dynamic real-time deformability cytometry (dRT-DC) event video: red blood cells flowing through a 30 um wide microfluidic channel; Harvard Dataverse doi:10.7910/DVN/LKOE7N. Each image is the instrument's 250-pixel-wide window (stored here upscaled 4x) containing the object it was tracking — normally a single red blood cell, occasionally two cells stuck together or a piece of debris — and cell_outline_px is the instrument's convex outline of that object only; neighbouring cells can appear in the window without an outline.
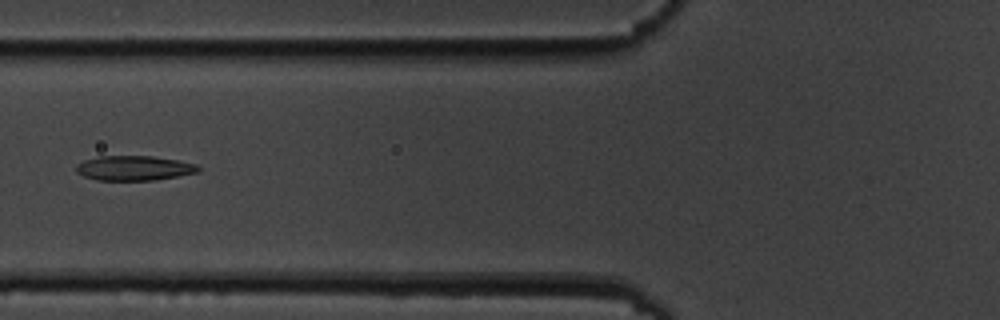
{"species": "common noctule bat (a hibernating species)", "species_latin": "Nyctalus noctula", "temperature_condition": "cold", "stored_images_in_passage": 12, "camera_frame_rate_fps": 3000, "um_per_image_px": 0.085, "animal": {"sex": "male", "body_mass_g": 19.5, "forearm_length_mm": 54.6}, "frame": {"image": 1, "passage_image": 3, "time_ms": 2.333, "image_size_px": [1000, 320], "cell_outline_px": [[200, 172], [156, 180], [96, 180], [84, 176], [76, 172], [76, 164], [84, 160], [100, 156], [152, 156], [176, 160], [196, 164], [200, 168]], "centroid_in_image_um": [11.39, 14.29], "position_along_channel_um": 114.4, "area_um2": 17.63}}
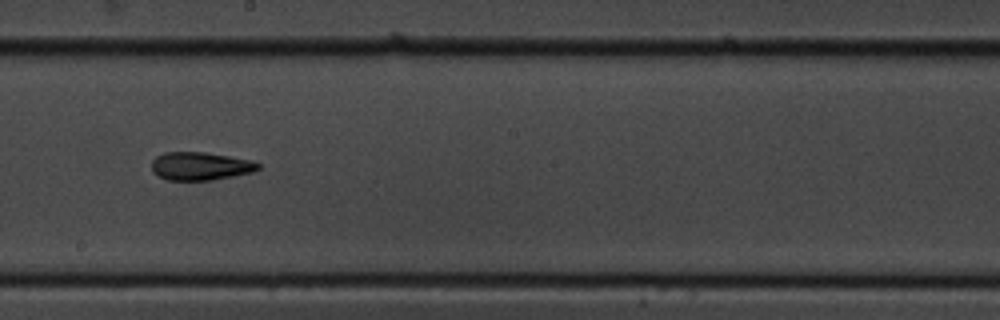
{"frame": {"image": 2, "passage_image": 6, "time_ms": 5.667, "image_size_px": [1000, 320], "cell_outline_px": [[260, 168], [252, 172], [212, 180], [168, 180], [156, 176], [152, 172], [152, 160], [156, 156], [164, 152], [204, 152], [252, 160], [260, 164]], "centroid_in_image_um": [17.0, 14.12], "position_along_channel_um": 231.2, "area_um2": 17.51}}
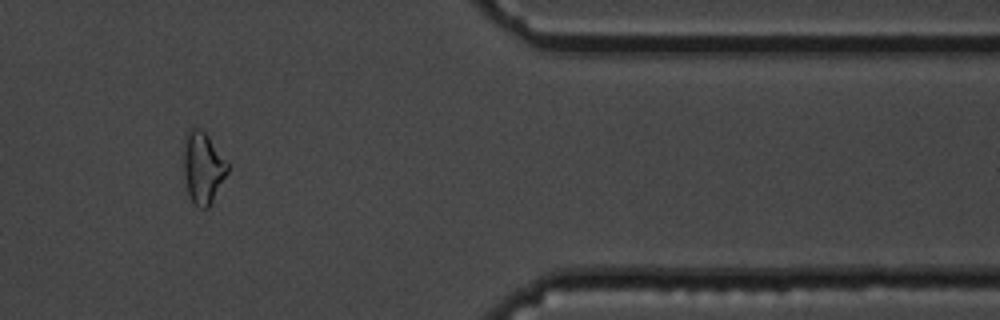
{"frame": {"image": 3, "passage_image": 10, "time_ms": 11.0, "image_size_px": [1000, 320], "cell_outline_px": [[228, 172], [208, 208], [200, 208], [192, 204], [188, 192], [184, 176], [184, 152], [188, 136], [192, 128], [200, 128], [208, 136], [228, 160]], "centroid_in_image_um": [17.28, 14.3], "position_along_channel_um": 394.1, "area_um2": 18.03}, "authors_computed_cell_mechanics": {"area_um2": 17.6001, "velocity_mm_per_s": 3.5003, "shape_relaxation_time_tau1_ms": 4.735, "shape_relaxation_time_tau2_ms": 3.0806, "deformation_change_tau1": 0.1313, "deformation_change_tau2": 0.1005}}